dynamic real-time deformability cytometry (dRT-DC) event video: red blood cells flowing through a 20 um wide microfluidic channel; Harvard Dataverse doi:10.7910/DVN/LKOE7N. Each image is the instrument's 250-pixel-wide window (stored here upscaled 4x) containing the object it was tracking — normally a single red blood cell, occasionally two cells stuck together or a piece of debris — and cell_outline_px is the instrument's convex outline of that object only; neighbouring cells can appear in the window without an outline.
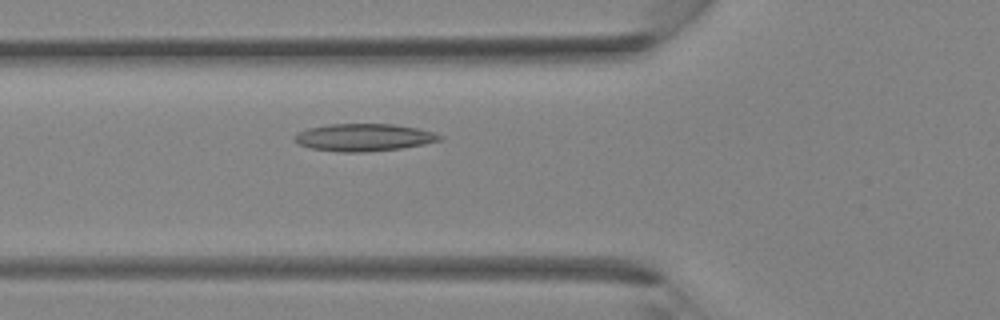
{"species": "Egyptian fruit bat (a non-hibernating species)", "species_latin": "Rousettus aegyptiacus", "temperature_condition": "room temperature", "stored_images_in_passage": 34, "camera_frame_rate_fps": 3000, "um_per_image_px": 0.085, "animal": {"sex": "female"}, "frame": {"image": 1, "passage_image": 11, "time_ms": 3.333, "image_size_px": [1000, 320], "cell_outline_px": [[444, 136], [440, 140], [424, 144], [400, 148], [364, 152], [340, 152], [312, 148], [300, 144], [296, 140], [296, 132], [308, 128], [328, 124], [392, 124], [416, 128], [432, 132]], "centroid_in_image_um": [30.93, 11.67], "position_along_channel_um": 94.9, "area_um2": 22.89}}
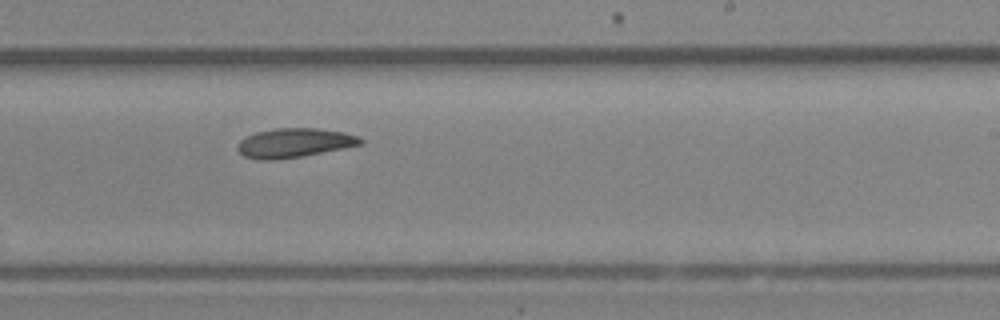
{"frame": {"image": 2, "passage_image": 20, "time_ms": 6.333, "image_size_px": [1000, 320], "cell_outline_px": [[364, 144], [344, 148], [300, 156], [276, 160], [260, 160], [244, 156], [236, 148], [240, 140], [244, 136], [256, 132], [276, 128], [316, 128], [344, 132], [356, 136], [364, 140]], "centroid_in_image_um": [24.99, 12.14], "position_along_channel_um": 264.0, "area_um2": 20.92}}
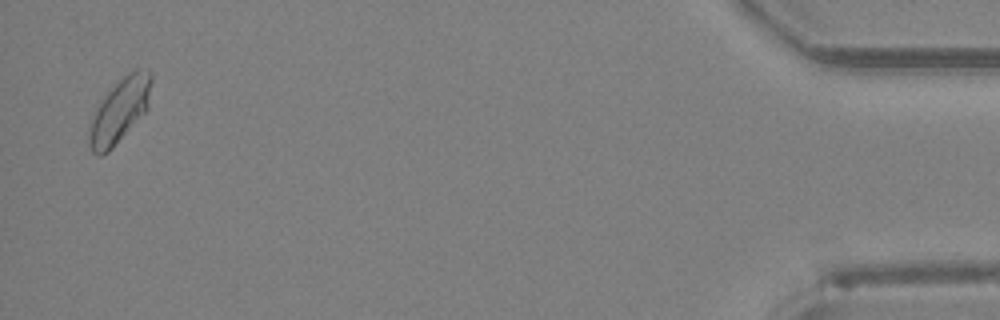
{"frame": {"image": 3, "passage_image": 33, "time_ms": 10.667, "image_size_px": [1000, 320], "cell_outline_px": [[152, 80], [148, 108], [112, 148], [108, 152], [100, 156], [92, 152], [88, 144], [88, 132], [96, 108], [104, 96], [128, 72], [136, 68], [140, 68], [152, 72]], "centroid_in_image_um": [10.18, 9.39], "position_along_channel_um": 425.0, "area_um2": 22.95}}